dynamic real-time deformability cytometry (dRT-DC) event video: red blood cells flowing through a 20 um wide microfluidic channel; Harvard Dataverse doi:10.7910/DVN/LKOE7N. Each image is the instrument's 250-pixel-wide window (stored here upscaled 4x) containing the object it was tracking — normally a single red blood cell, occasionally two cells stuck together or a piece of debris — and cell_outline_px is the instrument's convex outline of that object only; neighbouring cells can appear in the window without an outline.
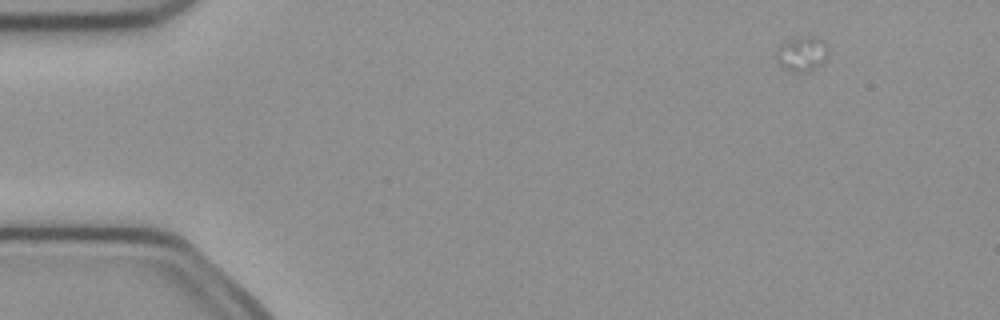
{"species": "common noctule bat (a hibernating species)", "species_latin": "Nyctalus noctula", "temperature_condition": "cold", "stored_images_in_passage": 5, "camera_frame_rate_fps": 3000, "um_per_image_px": 0.085, "animal": {"sex": "female", "body_mass_g": 21.9}, "frame": {"image": 1, "passage_image": 1, "time_ms": 0.0, "image_size_px": [1000, 320], "cell_outline_px": [[828, 56], [820, 64], [808, 72], [792, 72], [776, 64], [776, 48], [780, 44], [792, 40], [808, 36], [812, 36], [820, 40], [828, 48]], "centroid_in_image_um": [68.12, 4.61], "position_along_channel_um": 16.9, "area_um2": 10.4}}